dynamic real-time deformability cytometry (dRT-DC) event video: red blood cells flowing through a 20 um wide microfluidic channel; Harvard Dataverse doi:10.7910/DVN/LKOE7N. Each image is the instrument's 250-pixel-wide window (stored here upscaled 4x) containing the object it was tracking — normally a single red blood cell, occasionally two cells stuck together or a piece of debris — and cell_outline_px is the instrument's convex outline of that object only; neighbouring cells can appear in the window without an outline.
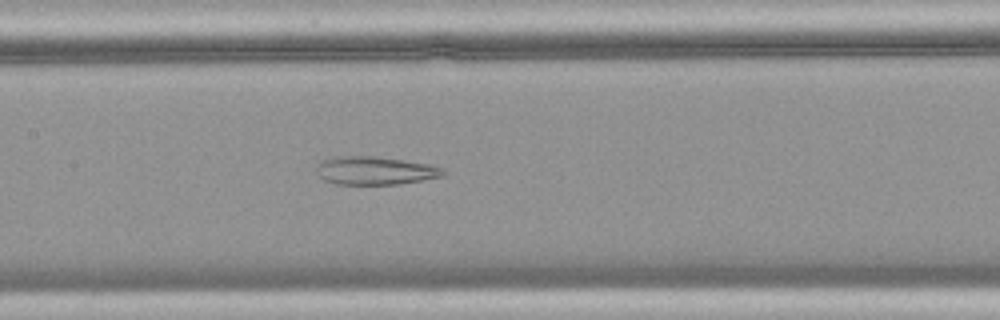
{"species": "common noctule bat (a hibernating species)", "species_latin": "Nyctalus noctula", "temperature_condition": "warm", "stored_images_in_passage": 49, "camera_frame_rate_fps": 3000, "um_per_image_px": 0.085, "animal": {"sex": "female", "body_mass_g": 18.4}, "frame": {"image": 1, "passage_image": 24, "time_ms": 7.667, "image_size_px": [1000, 320], "cell_outline_px": [[444, 176], [400, 184], [336, 184], [324, 180], [320, 176], [316, 168], [316, 164], [320, 160], [340, 156], [372, 156], [428, 164], [440, 168], [444, 172]], "centroid_in_image_um": [31.82, 14.5], "position_along_channel_um": 175.6, "area_um2": 20.58}}
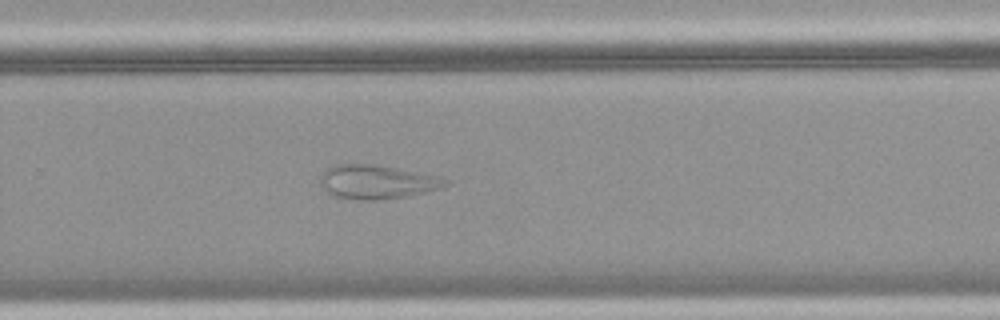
{"frame": {"image": 2, "passage_image": 33, "time_ms": 10.667, "image_size_px": [1000, 320], "cell_outline_px": [[448, 184], [440, 188], [408, 196], [384, 200], [356, 200], [332, 196], [320, 188], [324, 172], [332, 164], [372, 164], [396, 168], [436, 176], [448, 180]], "centroid_in_image_um": [31.99, 15.48], "position_along_channel_um": 297.8, "area_um2": 24.68}}
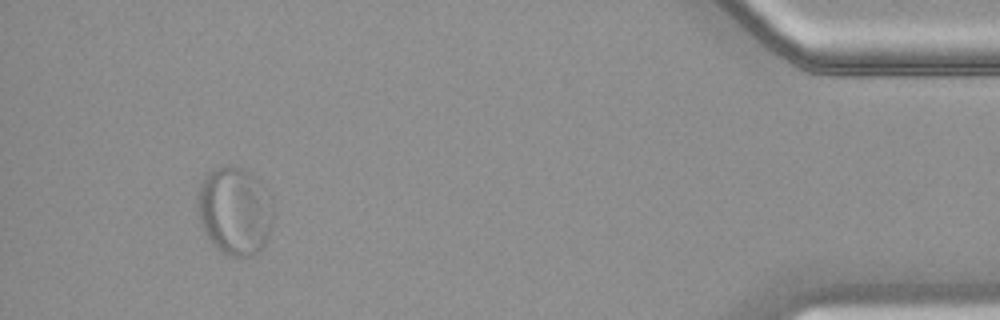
{"frame": {"image": 3, "passage_image": 46, "time_ms": 15.0, "image_size_px": [1000, 320], "cell_outline_px": [[272, 224], [268, 236], [264, 244], [256, 252], [248, 256], [232, 256], [224, 252], [208, 236], [200, 220], [200, 184], [204, 176], [208, 172], [216, 168], [228, 164], [244, 168], [252, 172], [268, 188], [272, 196]], "centroid_in_image_um": [20.03, 17.84], "position_along_channel_um": 415.2, "area_um2": 38.44}}